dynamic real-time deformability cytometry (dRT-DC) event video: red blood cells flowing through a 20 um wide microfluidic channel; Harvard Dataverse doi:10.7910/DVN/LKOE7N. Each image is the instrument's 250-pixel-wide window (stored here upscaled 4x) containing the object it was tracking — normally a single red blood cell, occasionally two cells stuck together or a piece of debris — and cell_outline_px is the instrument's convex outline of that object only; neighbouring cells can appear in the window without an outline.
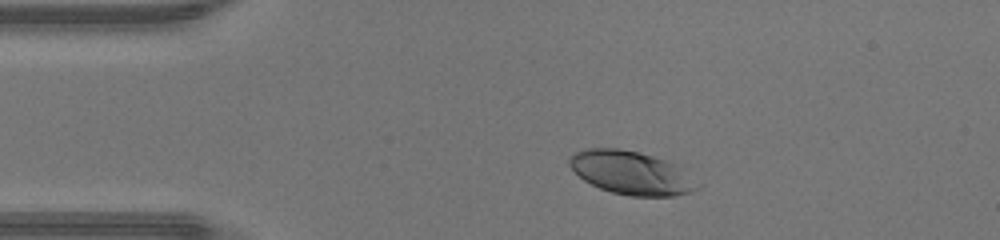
{"species": "human", "species_latin": "Homo sapiens", "temperature_condition": "warm", "stored_images_in_passage": 33, "camera_frame_rate_fps": 3000, "um_per_image_px": 0.085, "donor": {"sex": "male"}, "frame": {"image": 1, "passage_image": 1, "time_ms": 0.0, "image_size_px": [1000, 240], "cell_outline_px": [[704, 184], [700, 188], [692, 192], [676, 196], [632, 196], [612, 192], [600, 188], [584, 180], [568, 164], [568, 156], [572, 152], [584, 148], [620, 148], [640, 152], [676, 164]], "centroid_in_image_um": [53.71, 14.68], "position_along_channel_um": 31.3, "area_um2": 32.83}}
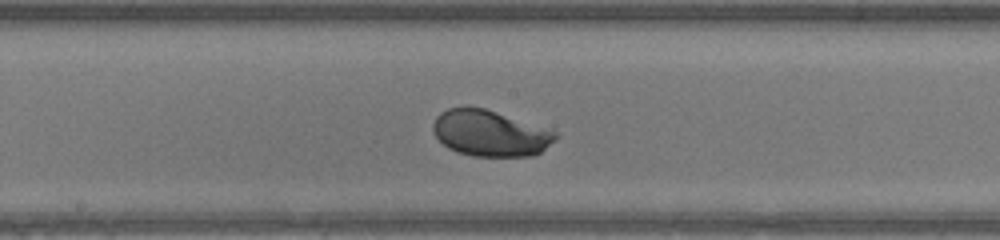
{"frame": {"image": 2, "passage_image": 16, "time_ms": 5.0, "image_size_px": [1000, 240], "cell_outline_px": [[560, 136], [540, 152], [532, 156], [472, 156], [456, 152], [448, 148], [432, 132], [432, 124], [436, 116], [440, 112], [448, 108], [464, 104], [468, 104], [484, 108], [552, 128]], "centroid_in_image_um": [41.66, 11.29], "position_along_channel_um": 206.5, "area_um2": 33.76}}
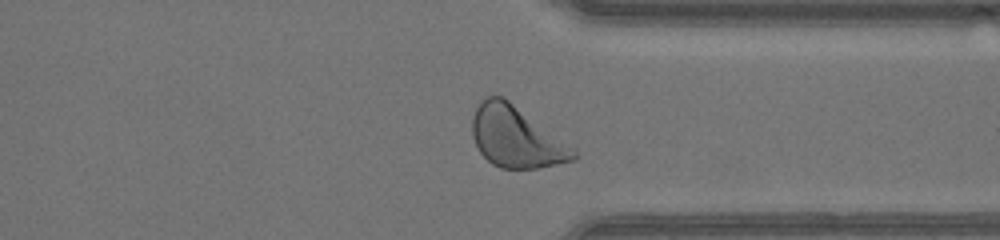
{"frame": {"image": 3, "passage_image": 27, "time_ms": 8.667, "image_size_px": [1000, 240], "cell_outline_px": [[576, 160], [536, 168], [500, 168], [492, 164], [480, 152], [472, 136], [472, 116], [480, 100], [488, 96], [504, 96], [576, 148]], "centroid_in_image_um": [43.88, 11.63], "position_along_channel_um": 367.5, "area_um2": 36.24}, "authors_computed_cell_mechanics": {"area_um2": 32.8304, "velocity_mm_per_s": 4.448, "shape_relaxation_time_tau1_ms": 1.5534, "shape_relaxation_time_tau2_ms": null, "deformation_change_tau1": 0.1398, "deformation_change_tau2": null}}